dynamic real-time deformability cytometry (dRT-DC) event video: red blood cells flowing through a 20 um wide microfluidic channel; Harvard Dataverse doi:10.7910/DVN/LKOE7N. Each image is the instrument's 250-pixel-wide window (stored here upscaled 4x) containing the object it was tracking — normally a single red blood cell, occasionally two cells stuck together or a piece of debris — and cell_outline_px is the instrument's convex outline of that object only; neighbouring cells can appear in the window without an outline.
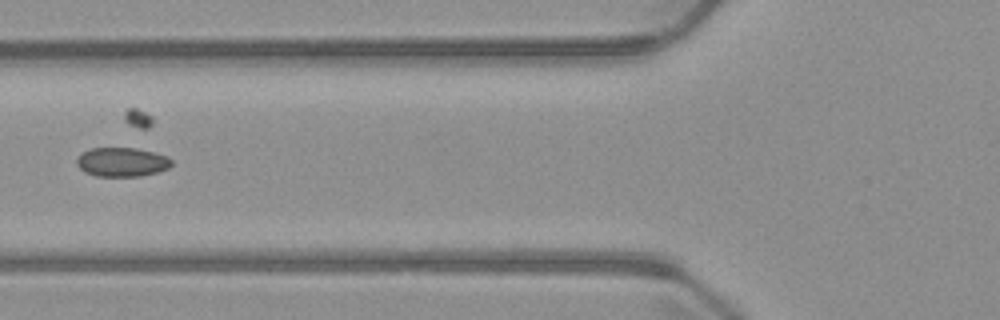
{"species": "common noctule bat (a hibernating species)", "species_latin": "Nyctalus noctula", "temperature_condition": "warm", "stored_images_in_passage": 9, "camera_frame_rate_fps": 3000, "um_per_image_px": 0.085, "animal": {"sex": "male", "body_mass_g": 23.1, "forearm_length_mm": 52.7}, "frame": {"image": 1, "passage_image": 7, "time_ms": 8.333, "image_size_px": [1000, 320], "cell_outline_px": [[172, 164], [168, 168], [160, 172], [140, 176], [96, 176], [84, 172], [76, 164], [76, 156], [80, 152], [92, 148], [136, 148], [156, 152], [168, 156], [172, 160]], "centroid_in_image_um": [10.36, 13.77], "position_along_channel_um": 115.4, "area_um2": 16.42}}